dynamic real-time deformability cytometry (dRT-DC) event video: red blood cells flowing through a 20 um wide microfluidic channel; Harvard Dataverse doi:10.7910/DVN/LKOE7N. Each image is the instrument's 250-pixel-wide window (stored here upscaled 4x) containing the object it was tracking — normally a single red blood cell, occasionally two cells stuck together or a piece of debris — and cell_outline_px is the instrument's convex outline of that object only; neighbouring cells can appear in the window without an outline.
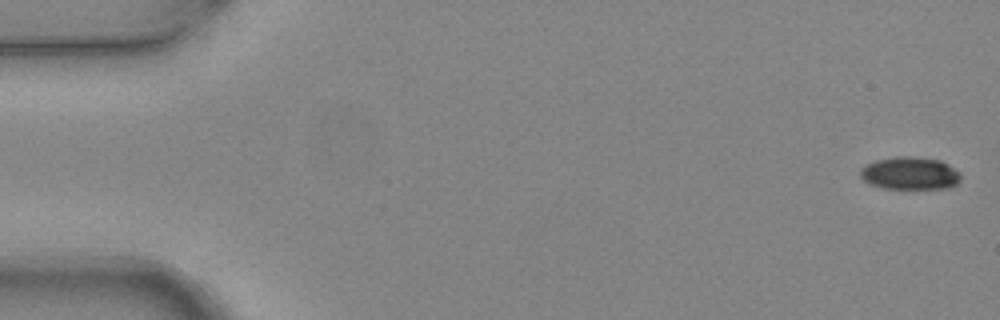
{"species": "common noctule bat (a hibernating species)", "species_latin": "Nyctalus noctula", "temperature_condition": "warm", "stored_images_in_passage": 5, "camera_frame_rate_fps": 3000, "um_per_image_px": 0.085, "animal": {"sex": "female", "body_mass_g": 24.6, "forearm_length_mm": 56.2}, "frame": {"image": 1, "passage_image": 1, "time_ms": 0.0, "image_size_px": [1000, 320], "cell_outline_px": [[960, 180], [956, 184], [948, 188], [880, 188], [868, 184], [860, 176], [860, 168], [876, 160], [896, 156], [912, 156], [940, 160], [948, 164], [960, 172]], "centroid_in_image_um": [77.33, 14.73], "position_along_channel_um": 7.7, "area_um2": 19.19}}
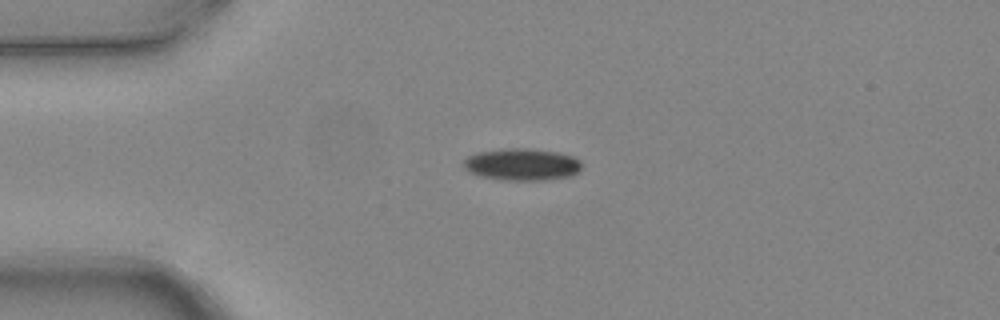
{"frame": {"image": 2, "passage_image": 4, "time_ms": 1.0, "image_size_px": [1000, 320], "cell_outline_px": [[580, 168], [572, 176], [544, 180], [500, 180], [480, 176], [468, 172], [464, 168], [464, 160], [468, 156], [476, 152], [500, 148], [528, 148], [560, 152], [572, 156], [580, 160]], "centroid_in_image_um": [44.33, 13.97], "position_along_channel_um": 40.7, "area_um2": 22.31}}